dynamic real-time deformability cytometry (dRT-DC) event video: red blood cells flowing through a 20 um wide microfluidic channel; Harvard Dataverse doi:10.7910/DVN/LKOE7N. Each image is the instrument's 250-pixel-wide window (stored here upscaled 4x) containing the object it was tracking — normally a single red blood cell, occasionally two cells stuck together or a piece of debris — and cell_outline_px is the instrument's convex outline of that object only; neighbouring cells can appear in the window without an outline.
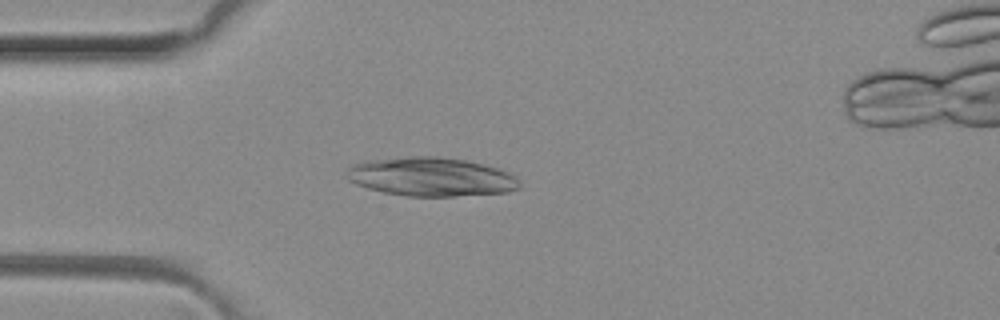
{"species": "common noctule bat (a hibernating species)", "species_latin": "Nyctalus noctula", "temperature_condition": "room temperature", "stored_images_in_passage": 48, "camera_frame_rate_fps": 3000, "um_per_image_px": 0.085, "animal": {"sex": "female", "body_mass_g": 29.2, "forearm_length_mm": 56.3}, "frame": {"image": 1, "passage_image": 12, "time_ms": 3.667, "image_size_px": [1000, 320], "cell_outline_px": [[520, 188], [508, 192], [452, 196], [408, 196], [384, 192], [368, 188], [356, 184], [348, 180], [344, 176], [344, 172], [352, 164], [368, 160], [408, 156], [436, 156], [464, 160], [484, 164], [500, 168], [516, 176], [520, 184]], "centroid_in_image_um": [36.62, 15.02], "position_along_channel_um": 48.4, "area_um2": 39.36}}
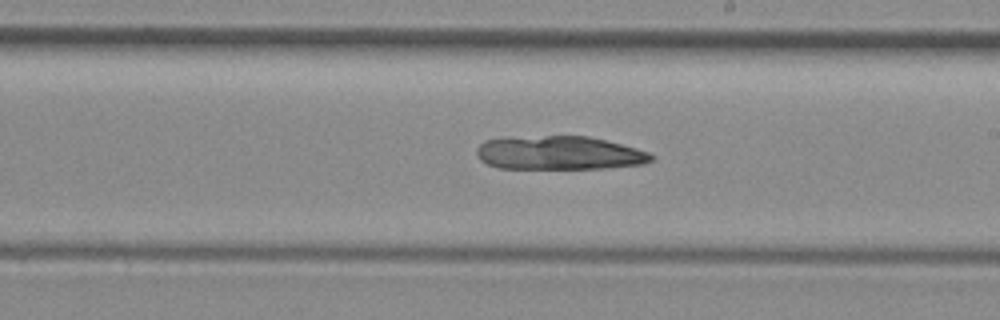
{"frame": {"image": 2, "passage_image": 27, "time_ms": 8.667, "image_size_px": [1000, 320], "cell_outline_px": [[656, 156], [652, 160], [644, 164], [608, 168], [496, 168], [480, 160], [476, 156], [476, 148], [484, 140], [544, 136], [588, 136], [636, 148], [648, 152]], "centroid_in_image_um": [47.54, 13.01], "position_along_channel_um": 241.5, "area_um2": 34.04}}
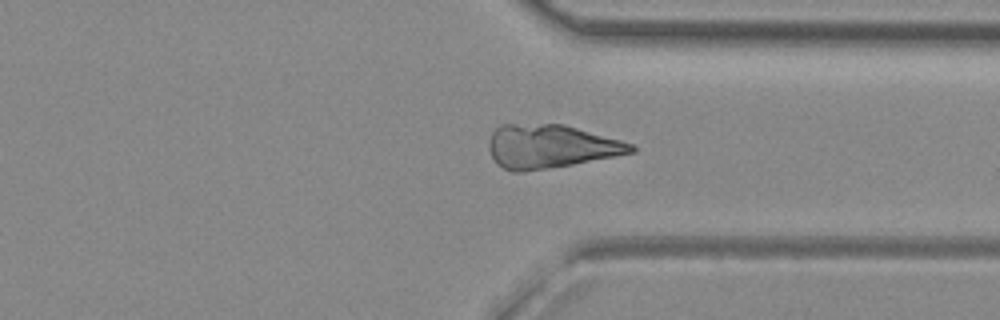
{"frame": {"image": 3, "passage_image": 36, "time_ms": 11.667, "image_size_px": [1000, 320], "cell_outline_px": [[636, 152], [572, 164], [524, 172], [512, 172], [496, 164], [488, 148], [488, 140], [492, 132], [500, 124], [564, 124], [620, 140], [632, 144], [636, 148]], "centroid_in_image_um": [46.75, 12.44], "position_along_channel_um": 364.6, "area_um2": 36.07}}